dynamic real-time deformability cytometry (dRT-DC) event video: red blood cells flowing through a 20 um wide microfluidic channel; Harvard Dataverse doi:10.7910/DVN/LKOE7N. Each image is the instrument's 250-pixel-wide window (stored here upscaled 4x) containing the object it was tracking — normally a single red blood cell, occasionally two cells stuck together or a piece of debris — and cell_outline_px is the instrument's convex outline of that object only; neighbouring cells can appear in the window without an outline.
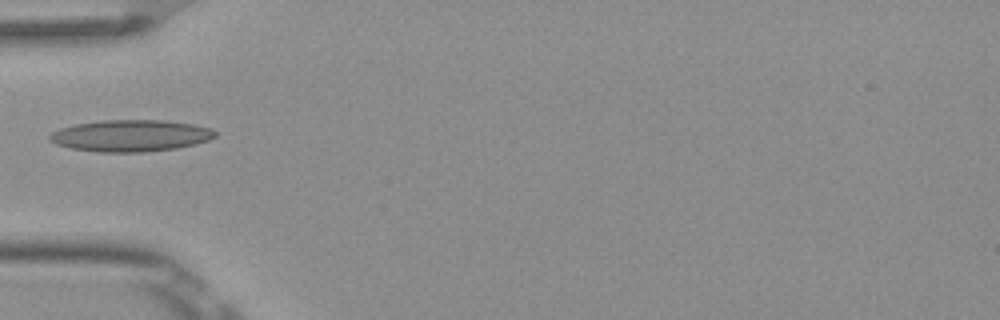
{"species": "Egyptian fruit bat (a non-hibernating species)", "species_latin": "Rousettus aegyptiacus", "temperature_condition": "room temperature", "stored_images_in_passage": 5, "camera_frame_rate_fps": 3000, "um_per_image_px": 0.085, "frame": {"image": 1, "passage_image": 3, "time_ms": 0.667, "image_size_px": [1000, 320], "cell_outline_px": [[216, 136], [208, 140], [196, 144], [176, 148], [144, 152], [100, 152], [72, 148], [56, 144], [48, 140], [48, 136], [52, 132], [60, 128], [76, 124], [104, 120], [164, 120], [192, 124], [208, 128], [216, 132]], "centroid_in_image_um": [11.09, 11.53], "position_along_channel_um": 73.9, "area_um2": 30.4}}
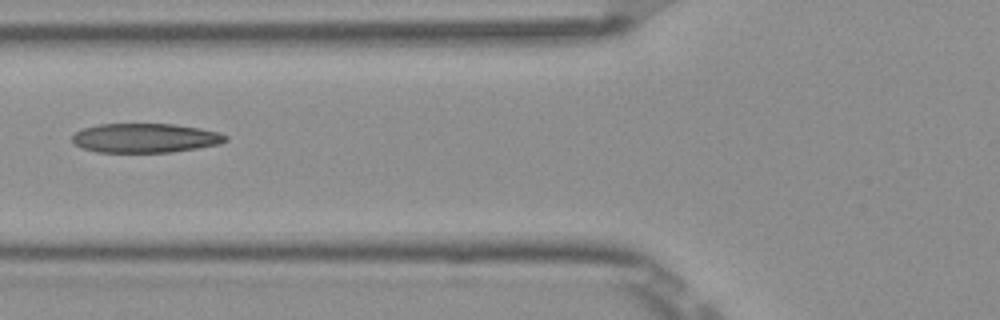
{"frame": {"image": 2, "passage_image": 4, "time_ms": 1.0, "image_size_px": [1000, 320], "cell_outline_px": [[228, 140], [220, 144], [172, 152], [96, 152], [80, 148], [72, 144], [72, 136], [76, 132], [84, 128], [100, 124], [172, 124], [200, 128], [220, 132], [228, 136]], "centroid_in_image_um": [12.33, 11.73], "position_along_channel_um": 113.5, "area_um2": 26.3}}
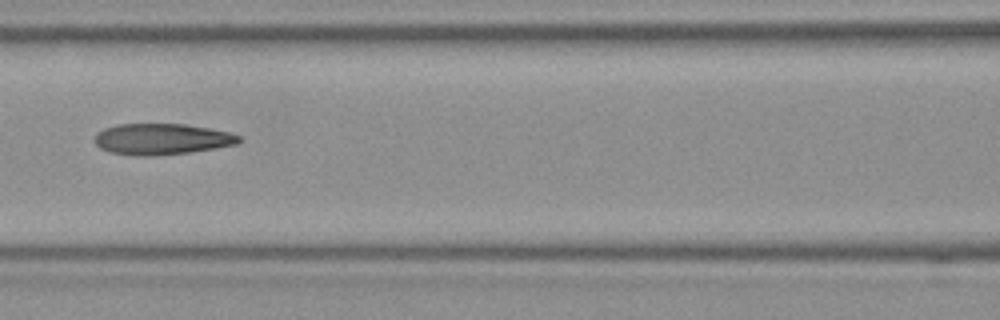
{"frame": {"image": 3, "passage_image": 5, "time_ms": 1.333, "image_size_px": [1000, 320], "cell_outline_px": [[244, 140], [236, 144], [188, 152], [156, 156], [136, 156], [112, 152], [100, 148], [92, 140], [96, 132], [104, 128], [120, 124], [184, 124], [208, 128], [228, 132], [240, 136]], "centroid_in_image_um": [13.71, 11.82], "position_along_channel_um": 152.9, "area_um2": 26.13}}